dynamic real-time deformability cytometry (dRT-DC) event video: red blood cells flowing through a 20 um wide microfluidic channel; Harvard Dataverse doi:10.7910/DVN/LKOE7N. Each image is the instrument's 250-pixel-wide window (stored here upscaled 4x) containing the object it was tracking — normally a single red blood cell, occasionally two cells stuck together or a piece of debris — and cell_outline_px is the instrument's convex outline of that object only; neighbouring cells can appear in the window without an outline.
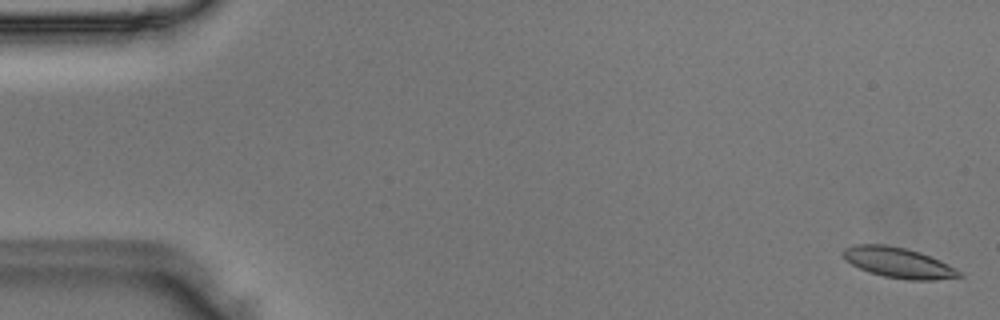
{"species": "Egyptian fruit bat (a non-hibernating species)", "species_latin": "Rousettus aegyptiacus", "temperature_condition": "room temperature", "stored_images_in_passage": 50, "camera_frame_rate_fps": 3000, "um_per_image_px": 0.085, "animal": {"sex": "male"}, "frame": {"image": 1, "passage_image": 1, "time_ms": 0.0, "image_size_px": [1000, 320], "cell_outline_px": [[964, 276], [936, 280], [908, 280], [884, 276], [868, 272], [852, 264], [840, 252], [844, 248], [856, 244], [884, 244], [904, 248], [920, 252], [940, 260], [956, 268]], "centroid_in_image_um": [76.38, 22.33], "position_along_channel_um": 8.6, "area_um2": 20.52}}
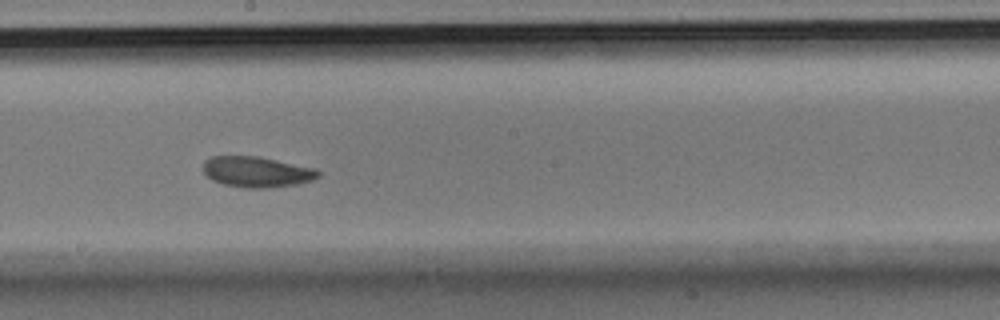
{"frame": {"image": 2, "passage_image": 28, "time_ms": 9.0, "image_size_px": [1000, 320], "cell_outline_px": [[320, 176], [312, 180], [296, 184], [264, 188], [244, 188], [224, 184], [212, 180], [204, 172], [204, 160], [212, 156], [260, 156], [316, 168], [320, 172]], "centroid_in_image_um": [21.84, 14.6], "position_along_channel_um": 226.4, "area_um2": 20.63}}
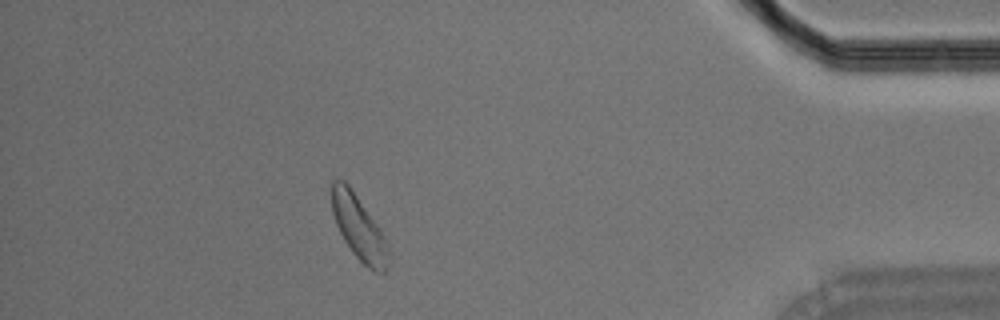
{"frame": {"image": 3, "passage_image": 45, "time_ms": 14.667, "image_size_px": [1000, 320], "cell_outline_px": [[388, 268], [384, 272], [376, 272], [368, 268], [352, 252], [344, 240], [336, 224], [332, 212], [332, 180], [344, 180], [348, 184], [380, 228], [388, 252]], "centroid_in_image_um": [30.48, 19.36], "position_along_channel_um": 404.7, "area_um2": 20.75}}